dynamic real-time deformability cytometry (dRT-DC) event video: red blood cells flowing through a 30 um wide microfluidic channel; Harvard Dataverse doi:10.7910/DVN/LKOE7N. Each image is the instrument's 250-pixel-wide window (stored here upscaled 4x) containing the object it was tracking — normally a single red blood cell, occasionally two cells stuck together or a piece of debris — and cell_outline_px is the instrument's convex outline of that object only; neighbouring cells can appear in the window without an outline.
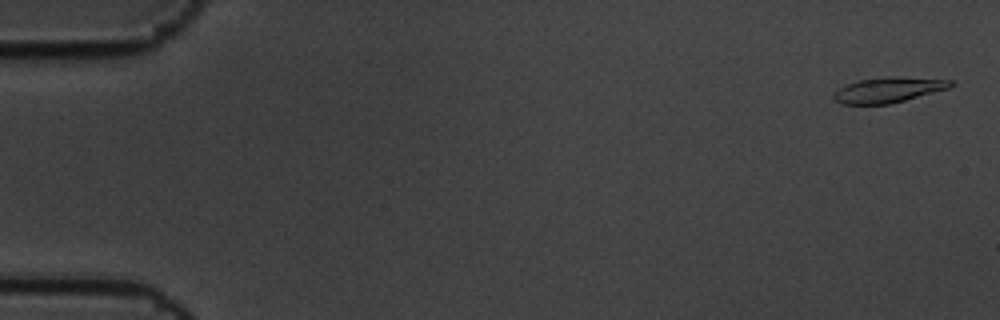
{"species": "common noctule bat (a hibernating species)", "species_latin": "Nyctalus noctula", "temperature_condition": "cold", "stored_images_in_passage": 8, "camera_frame_rate_fps": 3000, "um_per_image_px": 0.085, "animal": {"sex": "male", "body_mass_g": 19.5, "forearm_length_mm": 54.6}, "frame": {"image": 1, "passage_image": 1, "time_ms": 0.0, "image_size_px": [1000, 320], "cell_outline_px": [[956, 84], [948, 88], [904, 100], [888, 104], [840, 104], [832, 100], [832, 92], [848, 84], [860, 80], [884, 76], [896, 76], [952, 80]], "centroid_in_image_um": [75.47, 7.63], "position_along_channel_um": 9.5, "area_um2": 17.28}}
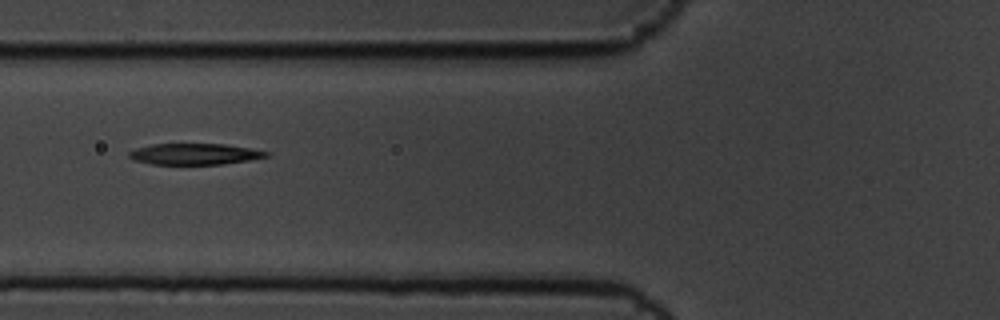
{"frame": {"image": 2, "passage_image": 7, "time_ms": 2.0, "image_size_px": [1000, 320], "cell_outline_px": [[272, 152], [268, 156], [248, 160], [220, 164], [152, 164], [132, 160], [128, 156], [128, 152], [136, 148], [152, 144], [224, 144]], "centroid_in_image_um": [16.51, 13.09], "position_along_channel_um": 109.3, "area_um2": 16.82}}
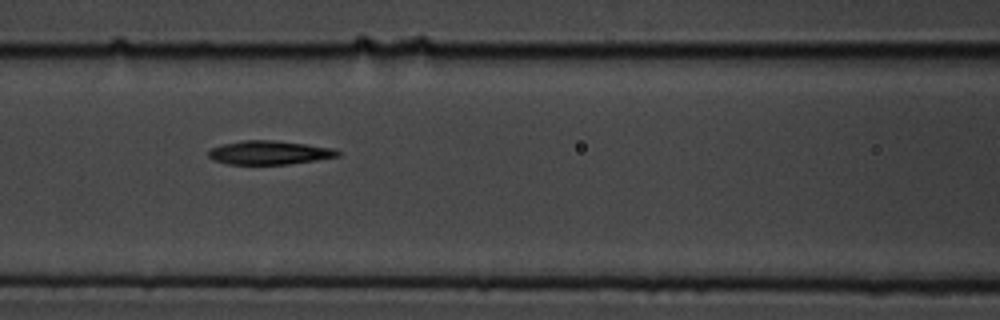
{"frame": {"image": 3, "passage_image": 8, "time_ms": 2.333, "image_size_px": [1000, 320], "cell_outline_px": [[340, 156], [316, 160], [288, 164], [228, 164], [212, 160], [208, 156], [208, 152], [212, 148], [220, 144], [244, 140], [272, 140], [336, 148], [340, 152]], "centroid_in_image_um": [22.88, 12.97], "position_along_channel_um": 143.7, "area_um2": 17.92}}